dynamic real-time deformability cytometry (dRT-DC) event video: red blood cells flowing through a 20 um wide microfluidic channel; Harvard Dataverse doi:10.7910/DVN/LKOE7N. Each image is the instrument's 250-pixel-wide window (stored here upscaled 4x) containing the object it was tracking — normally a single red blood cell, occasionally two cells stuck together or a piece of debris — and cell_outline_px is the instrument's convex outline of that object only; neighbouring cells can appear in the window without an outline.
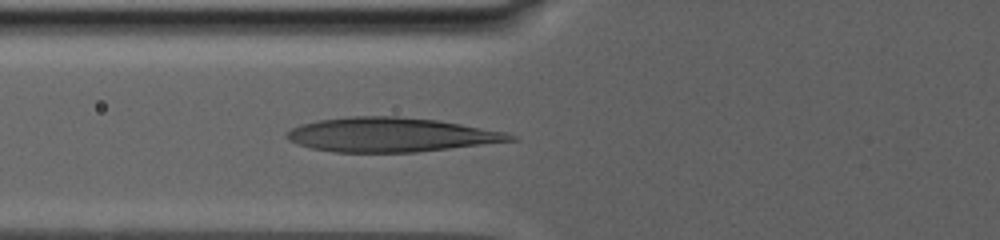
{"species": "human", "species_latin": "Homo sapiens", "temperature_condition": "warm", "stored_images_in_passage": 27, "camera_frame_rate_fps": 3000, "um_per_image_px": 0.085, "donor": {"sex": "male"}, "frame": {"image": 1, "passage_image": 27, "time_ms": 11.333, "image_size_px": [1000, 240], "cell_outline_px": [[520, 140], [416, 152], [336, 152], [312, 148], [288, 140], [284, 136], [292, 128], [300, 124], [320, 120], [348, 116], [396, 116], [436, 120], [460, 124], [504, 132], [516, 136]], "centroid_in_image_um": [33.22, 11.45], "position_along_channel_um": 92.6, "area_um2": 44.33}}